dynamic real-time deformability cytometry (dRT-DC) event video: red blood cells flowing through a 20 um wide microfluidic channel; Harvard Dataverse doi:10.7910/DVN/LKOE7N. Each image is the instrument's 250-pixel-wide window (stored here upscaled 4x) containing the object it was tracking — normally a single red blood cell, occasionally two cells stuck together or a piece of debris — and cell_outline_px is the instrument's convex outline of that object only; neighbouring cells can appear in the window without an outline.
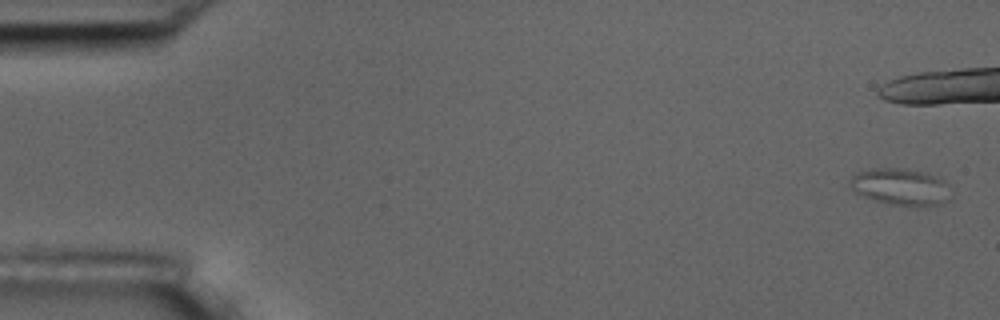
{"species": "common noctule bat (a hibernating species)", "species_latin": "Nyctalus noctula", "temperature_condition": "room temperature", "stored_images_in_passage": 4, "camera_frame_rate_fps": 3000, "um_per_image_px": 0.085, "animal": {"sex": "male", "body_mass_g": 17.5, "forearm_length_mm": 52.3}, "frame": {"image": 1, "passage_image": 1, "time_ms": 0.0, "image_size_px": [1000, 320], "cell_outline_px": [[952, 196], [944, 204], [924, 208], [912, 208], [888, 204], [864, 196], [856, 192], [848, 184], [848, 180], [856, 172], [872, 168], [904, 168], [928, 172], [944, 180], [948, 184]], "centroid_in_image_um": [76.62, 15.91], "position_along_channel_um": 8.4, "area_um2": 22.6}}